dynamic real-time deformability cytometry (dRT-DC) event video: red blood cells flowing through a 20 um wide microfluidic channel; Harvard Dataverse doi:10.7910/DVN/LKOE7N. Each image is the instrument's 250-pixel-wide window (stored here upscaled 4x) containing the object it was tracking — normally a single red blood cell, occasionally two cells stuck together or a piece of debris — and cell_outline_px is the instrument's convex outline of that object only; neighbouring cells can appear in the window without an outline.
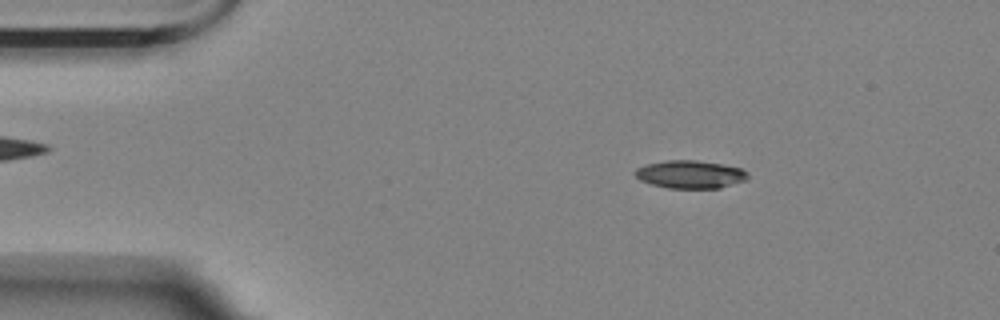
{"species": "Egyptian fruit bat (a non-hibernating species)", "species_latin": "Rousettus aegyptiacus", "temperature_condition": "room temperature", "stored_images_in_passage": 55, "camera_frame_rate_fps": 3000, "um_per_image_px": 0.085, "animal": {"sex": "female"}, "frame": {"image": 1, "passage_image": 7, "time_ms": 2.0, "image_size_px": [1000, 320], "cell_outline_px": [[748, 176], [744, 180], [720, 188], [668, 188], [652, 184], [640, 180], [636, 176], [636, 168], [648, 164], [668, 160], [696, 160], [720, 164], [740, 168], [748, 172]], "centroid_in_image_um": [58.67, 14.82], "position_along_channel_um": 26.3, "area_um2": 18.03}}
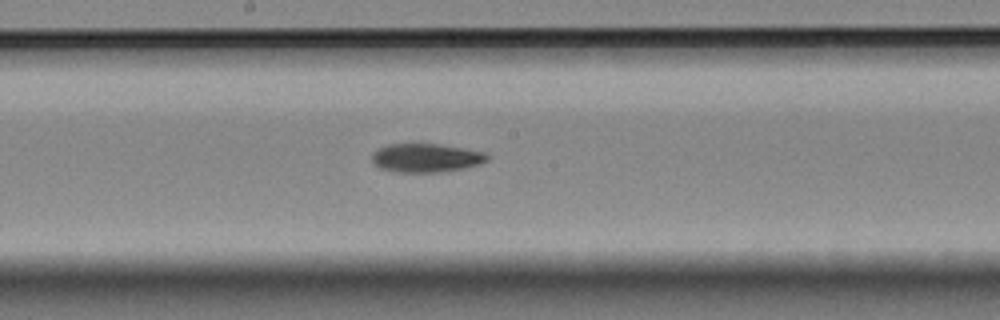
{"frame": {"image": 2, "passage_image": 28, "time_ms": 9.0, "image_size_px": [1000, 320], "cell_outline_px": [[488, 160], [480, 164], [464, 168], [440, 172], [396, 172], [380, 168], [372, 164], [372, 152], [388, 144], [436, 144], [484, 152], [488, 156]], "centroid_in_image_um": [36.17, 13.43], "position_along_channel_um": 212.0, "area_um2": 19.13}}
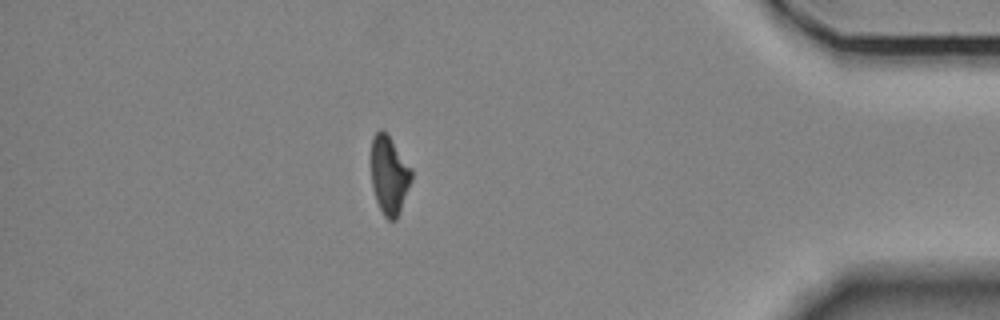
{"frame": {"image": 3, "passage_image": 48, "time_ms": 15.667, "image_size_px": [1000, 320], "cell_outline_px": [[412, 180], [400, 212], [396, 220], [388, 220], [384, 216], [376, 200], [372, 188], [372, 136], [380, 128], [388, 136], [412, 168]], "centroid_in_image_um": [33.09, 14.92], "position_along_channel_um": 402.1, "area_um2": 18.26}, "authors_computed_cell_mechanics": {"area_um2": 19.0162, "velocity_mm_per_s": 3.4777, "shape_relaxation_time_tau1_ms": 9.6294, "shape_relaxation_time_tau2_ms": null, "deformation_change_tau1": 0.2231, "deformation_change_tau2": null}}